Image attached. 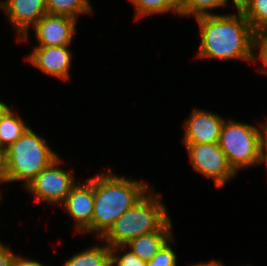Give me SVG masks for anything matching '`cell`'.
<instances>
[{
	"mask_svg": "<svg viewBox=\"0 0 267 266\" xmlns=\"http://www.w3.org/2000/svg\"><path fill=\"white\" fill-rule=\"evenodd\" d=\"M200 45L196 58L252 63L253 28L241 11L196 18Z\"/></svg>",
	"mask_w": 267,
	"mask_h": 266,
	"instance_id": "1",
	"label": "cell"
},
{
	"mask_svg": "<svg viewBox=\"0 0 267 266\" xmlns=\"http://www.w3.org/2000/svg\"><path fill=\"white\" fill-rule=\"evenodd\" d=\"M92 235L101 238L148 190V181L116 175L111 168L94 175Z\"/></svg>",
	"mask_w": 267,
	"mask_h": 266,
	"instance_id": "2",
	"label": "cell"
},
{
	"mask_svg": "<svg viewBox=\"0 0 267 266\" xmlns=\"http://www.w3.org/2000/svg\"><path fill=\"white\" fill-rule=\"evenodd\" d=\"M39 135L29 127L1 153L5 184L22 181L25 189L43 169L60 157L50 148L46 138Z\"/></svg>",
	"mask_w": 267,
	"mask_h": 266,
	"instance_id": "3",
	"label": "cell"
},
{
	"mask_svg": "<svg viewBox=\"0 0 267 266\" xmlns=\"http://www.w3.org/2000/svg\"><path fill=\"white\" fill-rule=\"evenodd\" d=\"M162 194L153 186L101 237L110 248L125 246L131 240L158 231L169 219L168 209L162 202Z\"/></svg>",
	"mask_w": 267,
	"mask_h": 266,
	"instance_id": "4",
	"label": "cell"
},
{
	"mask_svg": "<svg viewBox=\"0 0 267 266\" xmlns=\"http://www.w3.org/2000/svg\"><path fill=\"white\" fill-rule=\"evenodd\" d=\"M258 126L233 118H228L222 125L219 145L237 174L240 170L261 165L262 140L267 129V118Z\"/></svg>",
	"mask_w": 267,
	"mask_h": 266,
	"instance_id": "5",
	"label": "cell"
},
{
	"mask_svg": "<svg viewBox=\"0 0 267 266\" xmlns=\"http://www.w3.org/2000/svg\"><path fill=\"white\" fill-rule=\"evenodd\" d=\"M62 159L59 157L43 169L25 188L34 196L36 203L39 204L42 201L48 205H61L77 183L73 168L72 170L61 169Z\"/></svg>",
	"mask_w": 267,
	"mask_h": 266,
	"instance_id": "6",
	"label": "cell"
},
{
	"mask_svg": "<svg viewBox=\"0 0 267 266\" xmlns=\"http://www.w3.org/2000/svg\"><path fill=\"white\" fill-rule=\"evenodd\" d=\"M195 172L214 179V186L222 188L237 173L229 165L226 155L221 150L219 143L183 144Z\"/></svg>",
	"mask_w": 267,
	"mask_h": 266,
	"instance_id": "7",
	"label": "cell"
},
{
	"mask_svg": "<svg viewBox=\"0 0 267 266\" xmlns=\"http://www.w3.org/2000/svg\"><path fill=\"white\" fill-rule=\"evenodd\" d=\"M66 215L73 219L75 232L92 234V216L94 207V177L86 178L72 187L70 193L61 204Z\"/></svg>",
	"mask_w": 267,
	"mask_h": 266,
	"instance_id": "8",
	"label": "cell"
},
{
	"mask_svg": "<svg viewBox=\"0 0 267 266\" xmlns=\"http://www.w3.org/2000/svg\"><path fill=\"white\" fill-rule=\"evenodd\" d=\"M70 46H34L25 60L44 74L66 82L70 80L73 64Z\"/></svg>",
	"mask_w": 267,
	"mask_h": 266,
	"instance_id": "9",
	"label": "cell"
},
{
	"mask_svg": "<svg viewBox=\"0 0 267 266\" xmlns=\"http://www.w3.org/2000/svg\"><path fill=\"white\" fill-rule=\"evenodd\" d=\"M0 9L10 20L17 42L28 41L31 28L48 13L46 0H1Z\"/></svg>",
	"mask_w": 267,
	"mask_h": 266,
	"instance_id": "10",
	"label": "cell"
},
{
	"mask_svg": "<svg viewBox=\"0 0 267 266\" xmlns=\"http://www.w3.org/2000/svg\"><path fill=\"white\" fill-rule=\"evenodd\" d=\"M77 23L73 17L47 13L32 27L36 46L72 45Z\"/></svg>",
	"mask_w": 267,
	"mask_h": 266,
	"instance_id": "11",
	"label": "cell"
},
{
	"mask_svg": "<svg viewBox=\"0 0 267 266\" xmlns=\"http://www.w3.org/2000/svg\"><path fill=\"white\" fill-rule=\"evenodd\" d=\"M225 119L209 110L193 108L183 121V144L219 143Z\"/></svg>",
	"mask_w": 267,
	"mask_h": 266,
	"instance_id": "12",
	"label": "cell"
},
{
	"mask_svg": "<svg viewBox=\"0 0 267 266\" xmlns=\"http://www.w3.org/2000/svg\"><path fill=\"white\" fill-rule=\"evenodd\" d=\"M172 223L170 218L158 231L141 235L131 240L125 246L140 259L149 261L173 237Z\"/></svg>",
	"mask_w": 267,
	"mask_h": 266,
	"instance_id": "13",
	"label": "cell"
},
{
	"mask_svg": "<svg viewBox=\"0 0 267 266\" xmlns=\"http://www.w3.org/2000/svg\"><path fill=\"white\" fill-rule=\"evenodd\" d=\"M100 244L87 247L64 260L62 266H110V247L97 238ZM103 243V244H102Z\"/></svg>",
	"mask_w": 267,
	"mask_h": 266,
	"instance_id": "14",
	"label": "cell"
},
{
	"mask_svg": "<svg viewBox=\"0 0 267 266\" xmlns=\"http://www.w3.org/2000/svg\"><path fill=\"white\" fill-rule=\"evenodd\" d=\"M9 107L0 118V152L14 143L28 128L19 112Z\"/></svg>",
	"mask_w": 267,
	"mask_h": 266,
	"instance_id": "15",
	"label": "cell"
},
{
	"mask_svg": "<svg viewBox=\"0 0 267 266\" xmlns=\"http://www.w3.org/2000/svg\"><path fill=\"white\" fill-rule=\"evenodd\" d=\"M129 2L134 7L136 20L168 12L179 17L178 6L172 0H129Z\"/></svg>",
	"mask_w": 267,
	"mask_h": 266,
	"instance_id": "16",
	"label": "cell"
},
{
	"mask_svg": "<svg viewBox=\"0 0 267 266\" xmlns=\"http://www.w3.org/2000/svg\"><path fill=\"white\" fill-rule=\"evenodd\" d=\"M46 9L50 14L66 15L78 20L81 14H92L90 0H46Z\"/></svg>",
	"mask_w": 267,
	"mask_h": 266,
	"instance_id": "17",
	"label": "cell"
},
{
	"mask_svg": "<svg viewBox=\"0 0 267 266\" xmlns=\"http://www.w3.org/2000/svg\"><path fill=\"white\" fill-rule=\"evenodd\" d=\"M228 0H183L179 5V17L194 18L202 15L216 14L211 10H218L220 8H227ZM211 11V12H210Z\"/></svg>",
	"mask_w": 267,
	"mask_h": 266,
	"instance_id": "18",
	"label": "cell"
},
{
	"mask_svg": "<svg viewBox=\"0 0 267 266\" xmlns=\"http://www.w3.org/2000/svg\"><path fill=\"white\" fill-rule=\"evenodd\" d=\"M241 12L253 30L267 28V0H249Z\"/></svg>",
	"mask_w": 267,
	"mask_h": 266,
	"instance_id": "19",
	"label": "cell"
},
{
	"mask_svg": "<svg viewBox=\"0 0 267 266\" xmlns=\"http://www.w3.org/2000/svg\"><path fill=\"white\" fill-rule=\"evenodd\" d=\"M261 63L257 71L267 76V28L253 30V60L252 64Z\"/></svg>",
	"mask_w": 267,
	"mask_h": 266,
	"instance_id": "20",
	"label": "cell"
},
{
	"mask_svg": "<svg viewBox=\"0 0 267 266\" xmlns=\"http://www.w3.org/2000/svg\"><path fill=\"white\" fill-rule=\"evenodd\" d=\"M146 264L147 261L140 259L126 246L110 248V266H146Z\"/></svg>",
	"mask_w": 267,
	"mask_h": 266,
	"instance_id": "21",
	"label": "cell"
},
{
	"mask_svg": "<svg viewBox=\"0 0 267 266\" xmlns=\"http://www.w3.org/2000/svg\"><path fill=\"white\" fill-rule=\"evenodd\" d=\"M174 236L169 239L155 254L151 260L147 261L146 266H177L178 258L177 254L172 248V242H174Z\"/></svg>",
	"mask_w": 267,
	"mask_h": 266,
	"instance_id": "22",
	"label": "cell"
},
{
	"mask_svg": "<svg viewBox=\"0 0 267 266\" xmlns=\"http://www.w3.org/2000/svg\"><path fill=\"white\" fill-rule=\"evenodd\" d=\"M15 252L8 245L0 242V266H12L15 259Z\"/></svg>",
	"mask_w": 267,
	"mask_h": 266,
	"instance_id": "23",
	"label": "cell"
},
{
	"mask_svg": "<svg viewBox=\"0 0 267 266\" xmlns=\"http://www.w3.org/2000/svg\"><path fill=\"white\" fill-rule=\"evenodd\" d=\"M12 266H45L44 263H40V261L30 258L24 257V255H20L16 253L14 262Z\"/></svg>",
	"mask_w": 267,
	"mask_h": 266,
	"instance_id": "24",
	"label": "cell"
},
{
	"mask_svg": "<svg viewBox=\"0 0 267 266\" xmlns=\"http://www.w3.org/2000/svg\"><path fill=\"white\" fill-rule=\"evenodd\" d=\"M263 163L267 170V129L262 140L261 165H263Z\"/></svg>",
	"mask_w": 267,
	"mask_h": 266,
	"instance_id": "25",
	"label": "cell"
},
{
	"mask_svg": "<svg viewBox=\"0 0 267 266\" xmlns=\"http://www.w3.org/2000/svg\"><path fill=\"white\" fill-rule=\"evenodd\" d=\"M248 2L249 0H228V8L230 5L229 3H232V5L234 4L233 6H235L236 11H241Z\"/></svg>",
	"mask_w": 267,
	"mask_h": 266,
	"instance_id": "26",
	"label": "cell"
},
{
	"mask_svg": "<svg viewBox=\"0 0 267 266\" xmlns=\"http://www.w3.org/2000/svg\"><path fill=\"white\" fill-rule=\"evenodd\" d=\"M3 184V183H5L4 182V178H3V169H2V156H1V152H0V184ZM2 190H0V196H2L3 194V192H1Z\"/></svg>",
	"mask_w": 267,
	"mask_h": 266,
	"instance_id": "27",
	"label": "cell"
},
{
	"mask_svg": "<svg viewBox=\"0 0 267 266\" xmlns=\"http://www.w3.org/2000/svg\"><path fill=\"white\" fill-rule=\"evenodd\" d=\"M8 108H9V105H7L5 102L0 100V118Z\"/></svg>",
	"mask_w": 267,
	"mask_h": 266,
	"instance_id": "28",
	"label": "cell"
},
{
	"mask_svg": "<svg viewBox=\"0 0 267 266\" xmlns=\"http://www.w3.org/2000/svg\"><path fill=\"white\" fill-rule=\"evenodd\" d=\"M177 6L183 1V0H172Z\"/></svg>",
	"mask_w": 267,
	"mask_h": 266,
	"instance_id": "29",
	"label": "cell"
}]
</instances>
